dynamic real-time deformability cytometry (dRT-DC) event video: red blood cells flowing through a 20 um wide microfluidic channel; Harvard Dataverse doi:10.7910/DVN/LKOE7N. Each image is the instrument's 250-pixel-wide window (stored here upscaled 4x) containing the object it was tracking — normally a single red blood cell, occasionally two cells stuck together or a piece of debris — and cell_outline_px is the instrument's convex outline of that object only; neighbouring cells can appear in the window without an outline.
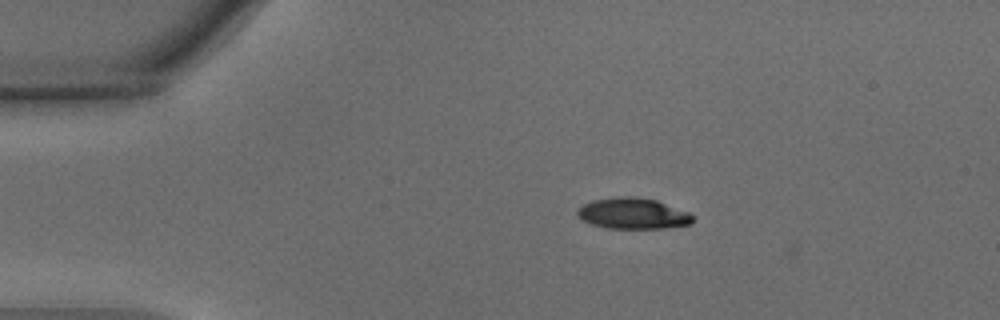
{"species": "common noctule bat (a hibernating species)", "species_latin": "Nyctalus noctula", "temperature_condition": "warm", "stored_images_in_passage": 2, "camera_frame_rate_fps": 3000, "um_per_image_px": 0.085, "animal": {"sex": "male", "body_mass_g": 15.6}, "frame": {"image": 1, "passage_image": 1, "time_ms": 0.0, "image_size_px": [1000, 320], "cell_outline_px": [[692, 224], [660, 228], [608, 228], [592, 224], [584, 220], [576, 212], [584, 204], [592, 200], [620, 196], [632, 196], [656, 200], [688, 212], [692, 216]], "centroid_in_image_um": [53.8, 18.14], "position_along_channel_um": 31.2, "area_um2": 20.46}}